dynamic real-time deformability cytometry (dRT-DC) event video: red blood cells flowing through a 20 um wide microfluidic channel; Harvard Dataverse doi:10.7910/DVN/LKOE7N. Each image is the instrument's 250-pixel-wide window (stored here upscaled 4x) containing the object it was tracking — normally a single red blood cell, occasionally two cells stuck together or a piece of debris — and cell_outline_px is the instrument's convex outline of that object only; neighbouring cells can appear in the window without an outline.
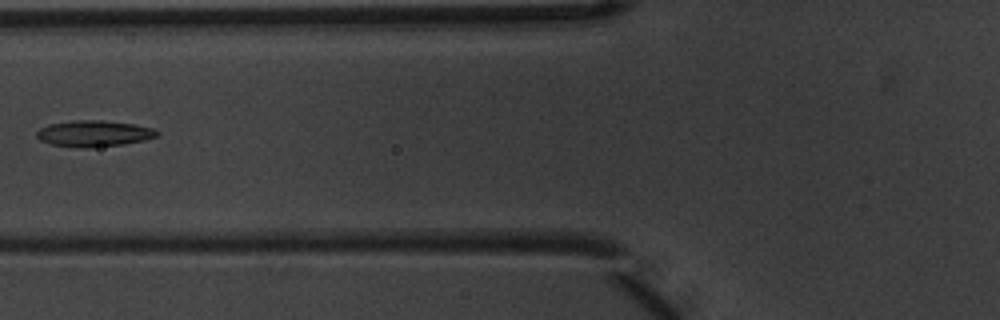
{"species": "common noctule bat (a hibernating species)", "species_latin": "Nyctalus noctula", "temperature_condition": "warm", "stored_images_in_passage": 6, "camera_frame_rate_fps": 3000, "um_per_image_px": 0.085, "animal": {"sex": "male", "body_mass_g": 20.1, "forearm_length_mm": 53.5}, "frame": {"image": 1, "passage_image": 5, "time_ms": 1.333, "image_size_px": [1000, 320], "cell_outline_px": [[160, 136], [144, 140], [124, 144], [92, 148], [80, 148], [48, 144], [40, 140], [36, 136], [36, 132], [40, 128], [48, 124], [72, 120], [100, 120], [132, 124], [152, 128], [160, 132]], "centroid_in_image_um": [7.96, 11.36], "position_along_channel_um": 117.8, "area_um2": 18.61}}
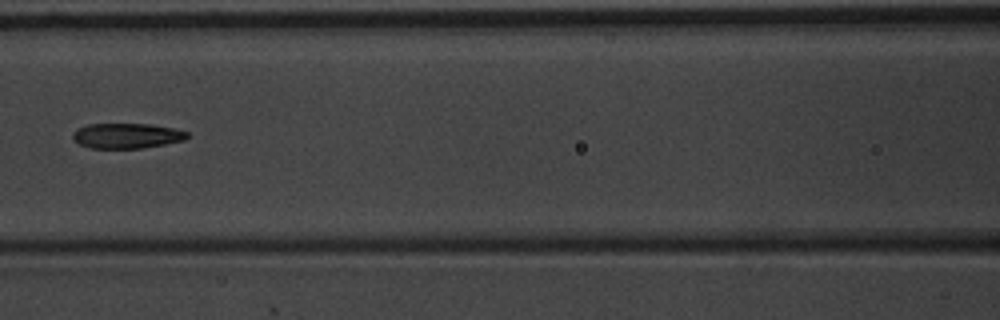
{"frame": {"image": 2, "passage_image": 6, "time_ms": 1.667, "image_size_px": [1000, 320], "cell_outline_px": [[188, 136], [184, 140], [164, 144], [140, 148], [92, 148], [80, 144], [72, 140], [72, 132], [76, 128], [88, 124], [148, 124], [172, 128], [188, 132]], "centroid_in_image_um": [10.71, 11.53], "position_along_channel_um": 155.9, "area_um2": 16.7}}